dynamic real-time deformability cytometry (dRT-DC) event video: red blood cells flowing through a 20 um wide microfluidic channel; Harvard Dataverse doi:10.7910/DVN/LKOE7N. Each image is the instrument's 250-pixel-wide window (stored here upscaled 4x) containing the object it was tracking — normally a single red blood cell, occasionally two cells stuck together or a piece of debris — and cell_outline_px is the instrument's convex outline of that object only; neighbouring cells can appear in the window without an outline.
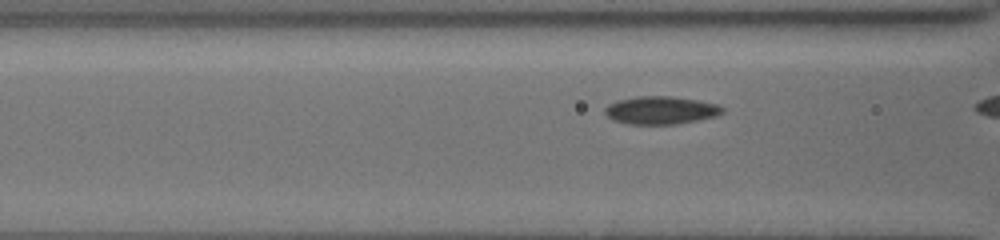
{"species": "common noctule bat (a hibernating species)", "species_latin": "Nyctalus noctula", "temperature_condition": "cold", "stored_images_in_passage": 11, "camera_frame_rate_fps": 3000, "um_per_image_px": 0.085, "animal": {"sex": "female", "body_mass_g": 19.5, "forearm_length_mm": 54.1}, "frame": {"image": 1, "passage_image": 10, "time_ms": 3.0, "image_size_px": [1000, 240], "cell_outline_px": [[724, 112], [716, 116], [676, 124], [628, 124], [612, 120], [604, 112], [604, 108], [608, 104], [616, 100], [636, 96], [672, 96], [720, 104], [724, 108]], "centroid_in_image_um": [56.15, 9.36], "position_along_channel_um": 110.4, "area_um2": 19.25}}